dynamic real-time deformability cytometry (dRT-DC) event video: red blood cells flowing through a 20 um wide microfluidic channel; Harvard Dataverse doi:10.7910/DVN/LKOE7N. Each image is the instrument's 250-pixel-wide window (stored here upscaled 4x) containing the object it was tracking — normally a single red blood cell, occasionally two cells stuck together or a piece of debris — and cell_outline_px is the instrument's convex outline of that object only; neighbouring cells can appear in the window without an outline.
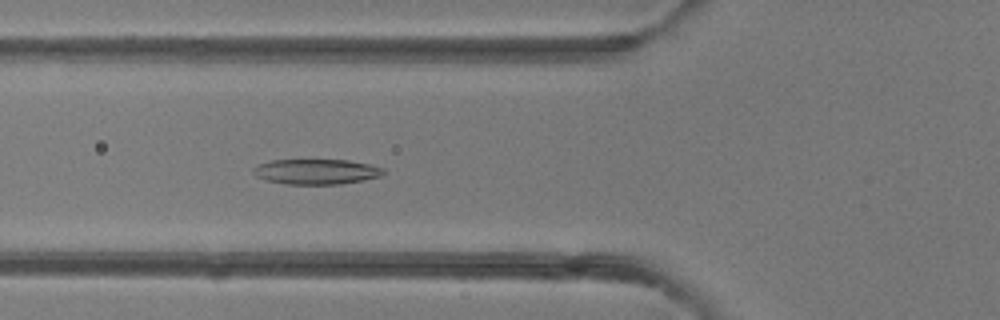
{"species": "common noctule bat (a hibernating species)", "species_latin": "Nyctalus noctula", "temperature_condition": "room temperature", "stored_images_in_passage": 49, "camera_frame_rate_fps": 3000, "um_per_image_px": 0.085, "animal": {"sex": "female"}, "frame": {"image": 1, "passage_image": 17, "time_ms": 5.333, "image_size_px": [1000, 320], "cell_outline_px": [[384, 172], [380, 176], [364, 180], [340, 184], [284, 184], [268, 180], [256, 176], [252, 172], [252, 168], [260, 164], [272, 160], [348, 160], [368, 164], [384, 168]], "centroid_in_image_um": [26.88, 14.59], "position_along_channel_um": 98.9, "area_um2": 19.02}}
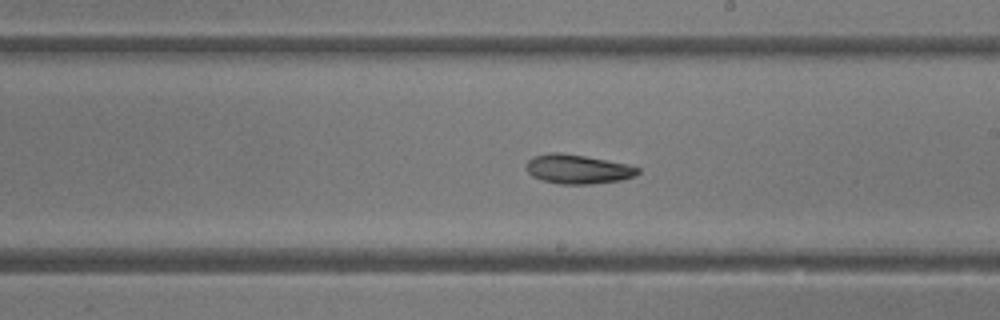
{"frame": {"image": 2, "passage_image": 27, "time_ms": 8.667, "image_size_px": [1000, 320], "cell_outline_px": [[640, 172], [636, 176], [620, 180], [592, 184], [560, 184], [544, 180], [532, 176], [528, 172], [528, 160], [532, 156], [548, 152], [560, 152], [584, 156], [628, 164], [640, 168]], "centroid_in_image_um": [49.13, 14.37], "position_along_channel_um": 239.9, "area_um2": 18.96}}
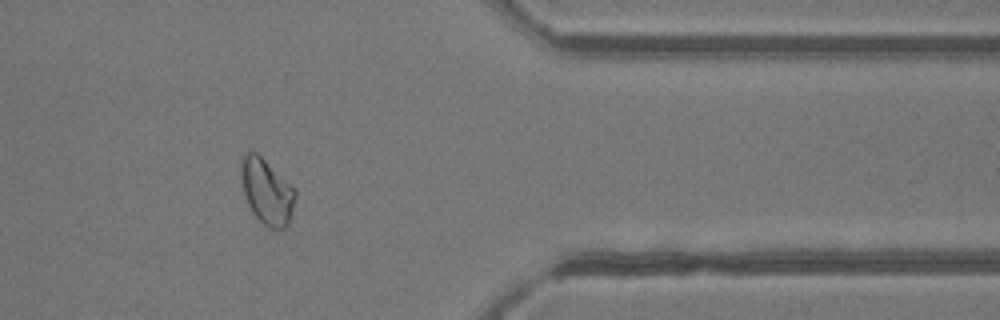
{"frame": {"image": 3, "passage_image": 39, "time_ms": 12.667, "image_size_px": [1000, 320], "cell_outline_px": [[296, 196], [288, 224], [284, 228], [268, 228], [252, 212], [248, 204], [244, 192], [240, 176], [240, 160], [244, 152], [256, 152], [292, 184], [296, 188]], "centroid_in_image_um": [22.67, 16.24], "position_along_channel_um": 388.7, "area_um2": 20.75}, "authors_computed_cell_mechanics": {"area_um2": 20.7502, "velocity_mm_per_s": 4.2161, "shape_relaxation_time_tau1_ms": 4.6791, "shape_relaxation_time_tau2_ms": 8.1521, "deformation_change_tau1": 0.1439, "deformation_change_tau2": 0.1556}}